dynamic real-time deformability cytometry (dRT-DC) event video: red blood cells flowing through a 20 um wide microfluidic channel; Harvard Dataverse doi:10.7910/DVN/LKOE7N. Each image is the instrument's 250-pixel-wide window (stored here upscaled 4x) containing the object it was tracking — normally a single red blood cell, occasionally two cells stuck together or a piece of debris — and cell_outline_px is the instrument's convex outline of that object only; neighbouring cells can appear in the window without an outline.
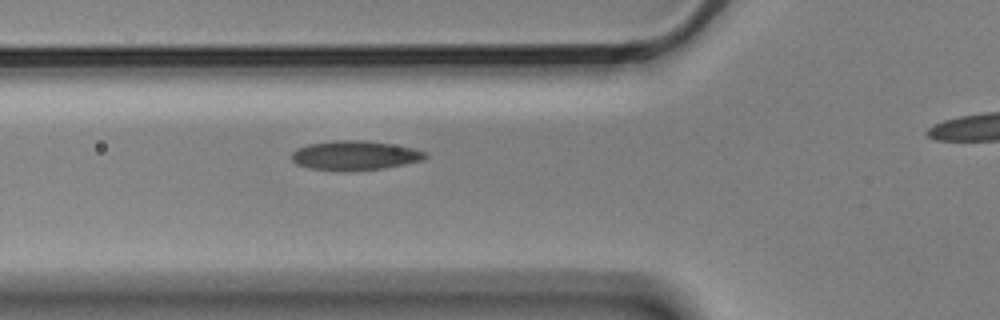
{"species": "Egyptian fruit bat (a non-hibernating species)", "species_latin": "Rousettus aegyptiacus", "temperature_condition": "cold", "stored_images_in_passage": 7, "segment_of_instrument_passage": [1, 2], "camera_frame_rate_fps": 3000, "um_per_image_px": 0.085, "animal": {"sex": "male"}, "frame": {"image": 1, "passage_image": 6, "time_ms": 1.667, "image_size_px": [1000, 320], "cell_outline_px": [[428, 156], [424, 160], [384, 168], [344, 172], [336, 172], [308, 168], [296, 164], [292, 160], [292, 152], [296, 148], [308, 144], [332, 140], [364, 140], [392, 144], [412, 148], [424, 152]], "centroid_in_image_um": [30.11, 13.22], "position_along_channel_um": 95.7, "area_um2": 23.24}}